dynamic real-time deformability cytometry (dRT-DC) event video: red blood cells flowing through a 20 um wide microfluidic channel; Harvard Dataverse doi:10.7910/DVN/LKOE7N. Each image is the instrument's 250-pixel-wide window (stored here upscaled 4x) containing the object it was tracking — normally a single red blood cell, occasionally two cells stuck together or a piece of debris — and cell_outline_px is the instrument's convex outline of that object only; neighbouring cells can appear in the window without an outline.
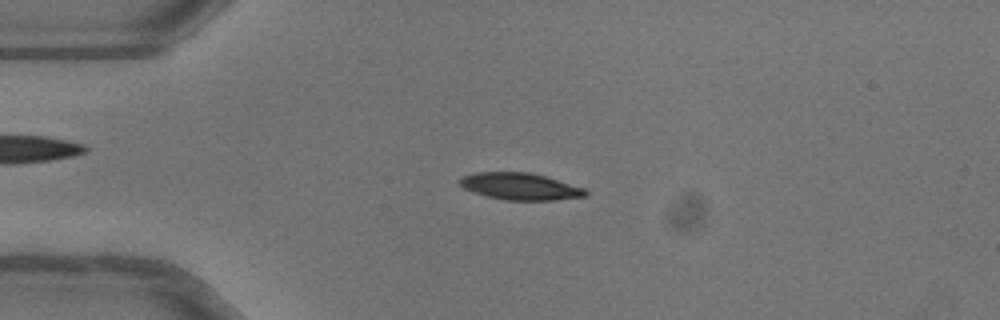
{"species": "common noctule bat (a hibernating species)", "species_latin": "Nyctalus noctula", "temperature_condition": "warm", "stored_images_in_passage": 51, "camera_frame_rate_fps": 3000, "um_per_image_px": 0.085, "animal": {"sex": "female"}, "frame": {"image": 1, "passage_image": 12, "time_ms": 3.667, "image_size_px": [1000, 320], "cell_outline_px": [[588, 196], [552, 200], [504, 200], [488, 196], [464, 188], [460, 184], [460, 180], [464, 176], [476, 172], [528, 172], [544, 176], [584, 188], [588, 192]], "centroid_in_image_um": [44.24, 15.85], "position_along_channel_um": 40.8, "area_um2": 19.36}}
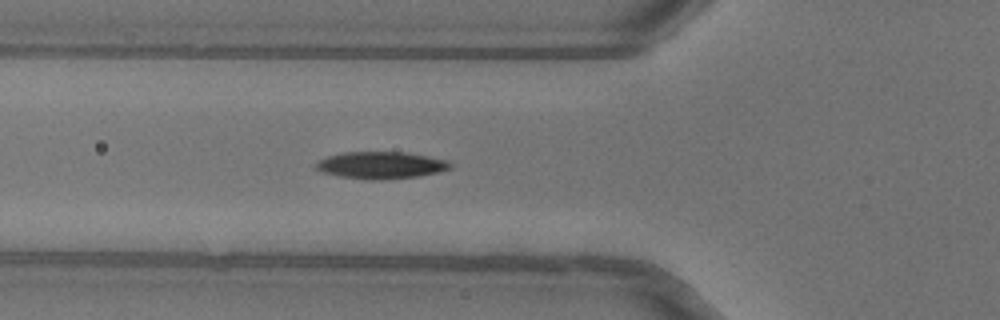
{"frame": {"image": 2, "passage_image": 18, "time_ms": 5.667, "image_size_px": [1000, 320], "cell_outline_px": [[452, 168], [440, 172], [416, 176], [380, 180], [368, 180], [340, 176], [320, 172], [316, 168], [316, 164], [320, 160], [328, 156], [344, 152], [404, 152], [428, 156], [448, 160], [452, 164]], "centroid_in_image_um": [32.41, 14.04], "position_along_channel_um": 93.4, "area_um2": 21.15}}
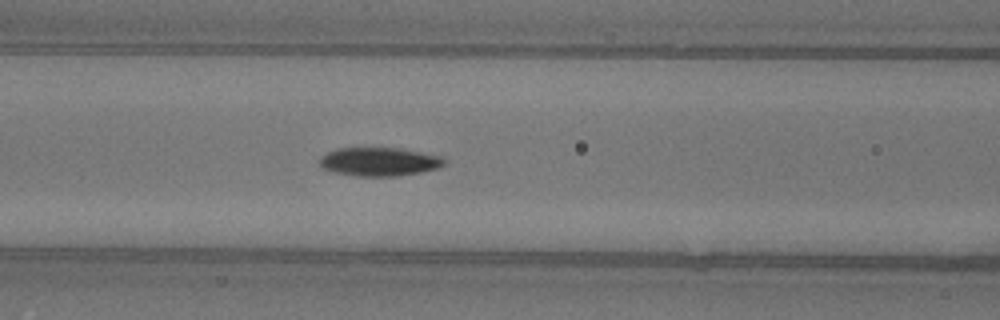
{"frame": {"image": 3, "passage_image": 21, "time_ms": 6.667, "image_size_px": [1000, 320], "cell_outline_px": [[448, 160], [440, 168], [420, 172], [396, 176], [356, 176], [336, 172], [324, 168], [316, 160], [320, 156], [336, 148], [400, 148], [444, 156]], "centroid_in_image_um": [32.27, 13.73], "position_along_channel_um": 134.3, "area_um2": 20.98}, "authors_computed_cell_mechanics": {"area_um2": 20.4612, "velocity_mm_per_s": 4.0318, "shape_relaxation_time_tau1_ms": 4.766, "shape_relaxation_time_tau2_ms": 2.6674, "deformation_change_tau1": 0.1737, "deformation_change_tau2": 0.0676}}